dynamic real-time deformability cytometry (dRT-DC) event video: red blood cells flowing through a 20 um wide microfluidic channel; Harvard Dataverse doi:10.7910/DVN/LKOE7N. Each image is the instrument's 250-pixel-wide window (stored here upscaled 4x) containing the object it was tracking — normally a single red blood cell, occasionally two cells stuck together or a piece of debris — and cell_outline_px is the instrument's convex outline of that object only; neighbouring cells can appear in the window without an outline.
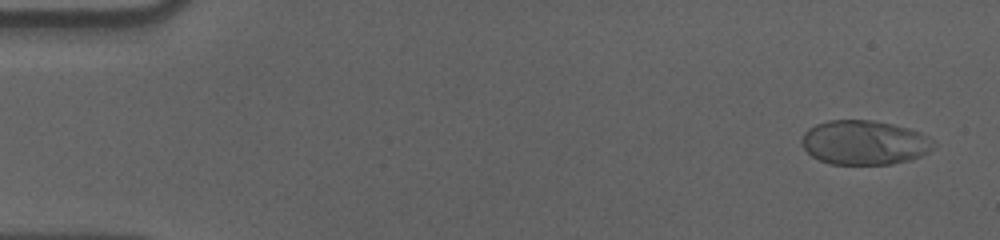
{"species": "human", "species_latin": "Homo sapiens", "temperature_condition": "cold", "stored_images_in_passage": 57, "camera_frame_rate_fps": 3000, "um_per_image_px": 0.085, "donor": {"sex": "male"}, "frame": {"image": 1, "passage_image": 3, "time_ms": 0.667, "image_size_px": [1000, 240], "cell_outline_px": [[936, 144], [928, 152], [920, 156], [908, 160], [892, 164], [832, 164], [820, 160], [812, 156], [800, 144], [800, 140], [804, 132], [808, 128], [816, 124], [828, 120], [872, 120], [892, 124], [908, 128], [920, 132], [932, 140]], "centroid_in_image_um": [73.44, 12.11], "position_along_channel_um": 11.6, "area_um2": 34.1}}
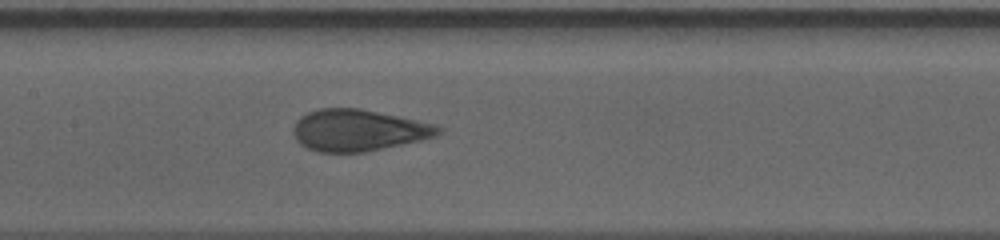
{"frame": {"image": 2, "passage_image": 28, "time_ms": 9.0, "image_size_px": [1000, 240], "cell_outline_px": [[444, 132], [436, 136], [420, 140], [364, 152], [316, 152], [300, 144], [296, 140], [292, 132], [292, 128], [296, 120], [300, 116], [308, 112], [320, 108], [360, 108], [436, 124], [444, 128]], "centroid_in_image_um": [30.45, 11.07], "position_along_channel_um": 177.0, "area_um2": 35.32}}
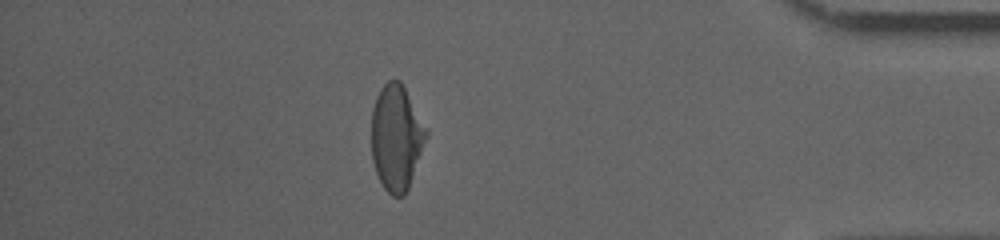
{"frame": {"image": 3, "passage_image": 50, "time_ms": 16.333, "image_size_px": [1000, 240], "cell_outline_px": [[428, 136], [408, 188], [404, 196], [392, 196], [384, 188], [376, 172], [372, 160], [372, 108], [376, 96], [380, 88], [388, 80], [400, 80], [428, 128]], "centroid_in_image_um": [33.7, 11.67], "position_along_channel_um": 401.5, "area_um2": 33.81}, "authors_computed_cell_mechanics": {"area_um2": 34.8534, "velocity_mm_per_s": 3.5835, "shape_relaxation_time_tau1_ms": 6.2659, "shape_relaxation_time_tau2_ms": null, "deformation_change_tau1": 0.19, "deformation_change_tau2": null}}